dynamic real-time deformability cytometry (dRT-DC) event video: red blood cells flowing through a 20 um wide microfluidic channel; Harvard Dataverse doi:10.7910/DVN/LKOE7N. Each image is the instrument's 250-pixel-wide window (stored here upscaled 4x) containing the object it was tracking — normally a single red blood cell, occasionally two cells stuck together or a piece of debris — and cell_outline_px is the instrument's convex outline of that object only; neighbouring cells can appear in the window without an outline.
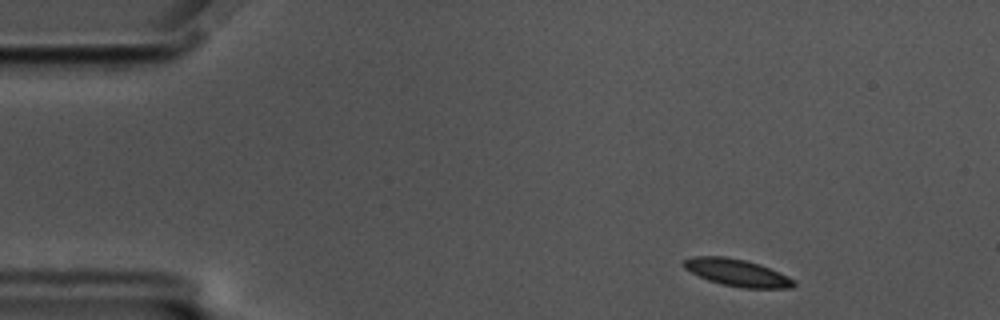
{"species": "common noctule bat (a hibernating species)", "species_latin": "Nyctalus noctula", "temperature_condition": "cold", "stored_images_in_passage": 15, "camera_frame_rate_fps": 3000, "um_per_image_px": 0.085, "animal": {"sex": "male", "body_mass_g": 17.5, "forearm_length_mm": 52.3}, "frame": {"image": 1, "passage_image": 3, "time_ms": 0.667, "image_size_px": [1000, 320], "cell_outline_px": [[796, 284], [792, 288], [740, 288], [720, 284], [708, 280], [684, 268], [684, 260], [692, 256], [724, 256], [744, 260], [760, 264], [788, 276], [796, 280]], "centroid_in_image_um": [62.68, 23.18], "position_along_channel_um": 22.3, "area_um2": 17.4}}